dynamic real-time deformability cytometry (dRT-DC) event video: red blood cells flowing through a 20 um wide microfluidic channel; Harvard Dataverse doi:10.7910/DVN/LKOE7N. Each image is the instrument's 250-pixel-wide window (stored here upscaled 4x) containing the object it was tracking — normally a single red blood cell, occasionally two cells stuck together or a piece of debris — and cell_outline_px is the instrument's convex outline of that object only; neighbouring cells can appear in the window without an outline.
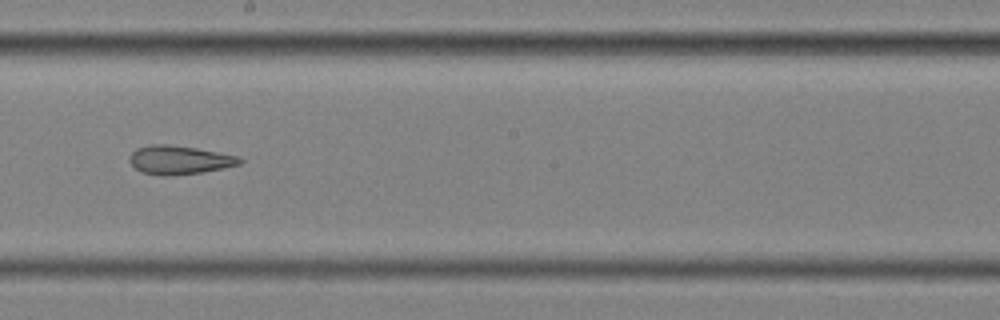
{"species": "common noctule bat (a hibernating species)", "species_latin": "Nyctalus noctula", "temperature_condition": "cold", "stored_images_in_passage": 13, "camera_frame_rate_fps": 3000, "um_per_image_px": 0.085, "animal": {"sex": "female", "body_mass_g": 25.1}, "frame": {"image": 1, "passage_image": 8, "time_ms": 2.333, "image_size_px": [1000, 320], "cell_outline_px": [[244, 160], [240, 164], [224, 168], [204, 172], [168, 176], [160, 176], [140, 172], [128, 160], [128, 156], [136, 148], [152, 144], [164, 144], [196, 148], [236, 156]], "centroid_in_image_um": [15.2, 13.61], "position_along_channel_um": 233.0, "area_um2": 18.44}}
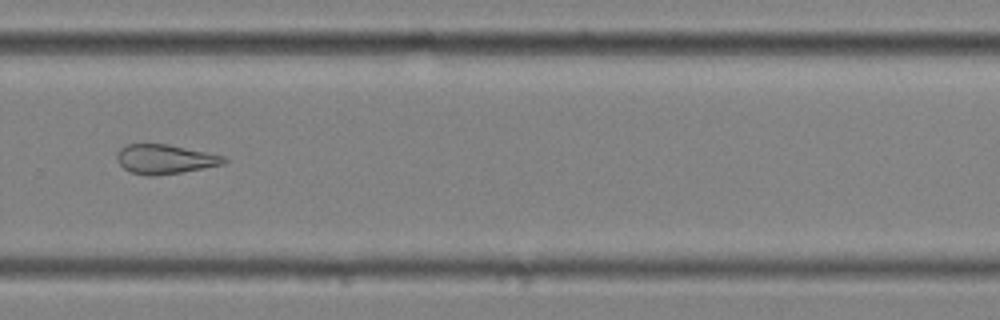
{"frame": {"image": 2, "passage_image": 10, "time_ms": 3.0, "image_size_px": [1000, 320], "cell_outline_px": [[228, 160], [224, 164], [180, 172], [152, 176], [148, 176], [132, 172], [124, 168], [116, 160], [116, 156], [120, 148], [128, 144], [168, 144], [224, 156]], "centroid_in_image_um": [14.0, 13.52], "position_along_channel_um": 315.8, "area_um2": 18.09}}